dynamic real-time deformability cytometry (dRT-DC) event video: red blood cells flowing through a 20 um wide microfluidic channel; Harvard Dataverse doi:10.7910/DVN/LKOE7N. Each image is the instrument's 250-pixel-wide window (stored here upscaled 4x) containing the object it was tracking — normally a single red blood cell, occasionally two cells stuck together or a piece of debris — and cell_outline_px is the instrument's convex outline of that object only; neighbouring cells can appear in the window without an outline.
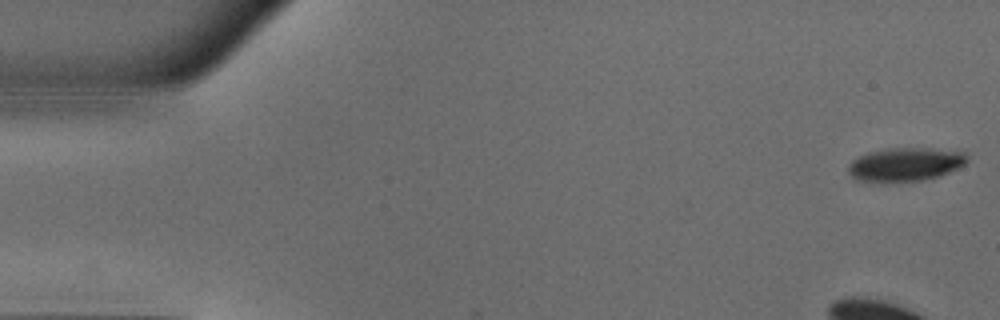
{"species": "common noctule bat (a hibernating species)", "species_latin": "Nyctalus noctula", "temperature_condition": "warm", "stored_images_in_passage": 3, "camera_frame_rate_fps": 3000, "um_per_image_px": 0.085, "animal": {"sex": "male", "body_mass_g": 18.8}, "frame": {"image": 1, "passage_image": 1, "time_ms": 0.0, "image_size_px": [1000, 320], "cell_outline_px": [[968, 160], [964, 164], [940, 176], [924, 180], [856, 180], [848, 172], [848, 164], [852, 160], [868, 152], [888, 148], [932, 148], [964, 152], [968, 156]], "centroid_in_image_um": [76.97, 13.94], "position_along_channel_um": 8.0, "area_um2": 22.77}}